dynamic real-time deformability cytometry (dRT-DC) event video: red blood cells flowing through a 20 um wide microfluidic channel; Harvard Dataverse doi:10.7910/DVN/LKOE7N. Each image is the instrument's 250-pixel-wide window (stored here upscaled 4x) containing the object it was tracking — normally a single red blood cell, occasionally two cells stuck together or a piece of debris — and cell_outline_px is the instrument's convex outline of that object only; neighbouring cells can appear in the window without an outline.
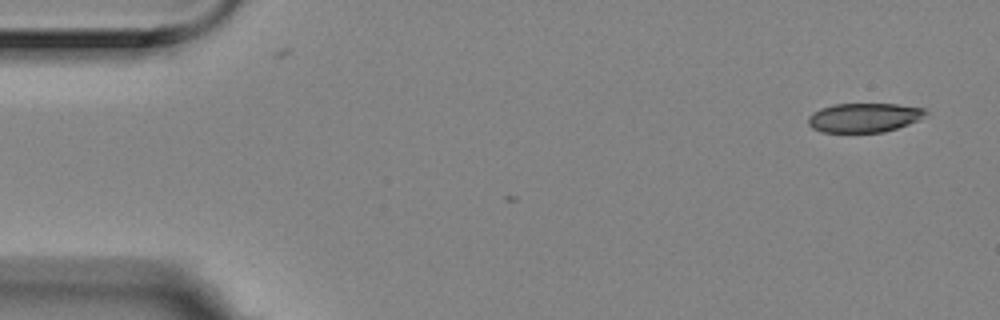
{"species": "Egyptian fruit bat (a non-hibernating species)", "species_latin": "Rousettus aegyptiacus", "temperature_condition": "room temperature", "stored_images_in_passage": 2, "camera_frame_rate_fps": 3000, "um_per_image_px": 0.085, "animal": {"sex": "female"}, "frame": {"image": 1, "passage_image": 2, "time_ms": 0.333, "image_size_px": [1000, 320], "cell_outline_px": [[928, 112], [916, 120], [908, 124], [884, 132], [824, 132], [812, 128], [808, 124], [808, 116], [812, 112], [820, 108], [832, 104], [896, 104], [924, 108]], "centroid_in_image_um": [73.39, 9.99], "position_along_channel_um": 11.6, "area_um2": 19.88}}